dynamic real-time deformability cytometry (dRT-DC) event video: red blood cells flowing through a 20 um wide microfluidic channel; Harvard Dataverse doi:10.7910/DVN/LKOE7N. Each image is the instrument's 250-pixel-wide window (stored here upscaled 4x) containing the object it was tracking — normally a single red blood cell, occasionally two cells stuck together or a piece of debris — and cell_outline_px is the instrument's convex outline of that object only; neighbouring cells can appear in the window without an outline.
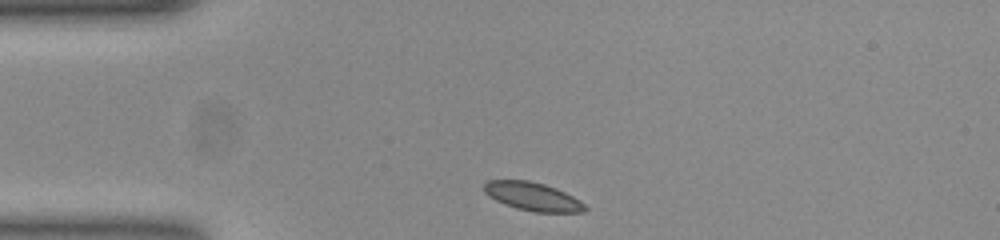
{"species": "common noctule bat (a hibernating species)", "species_latin": "Nyctalus noctula", "temperature_condition": "room temperature", "stored_images_in_passage": 33, "camera_frame_rate_fps": 3000, "um_per_image_px": 0.085, "animal": {"sex": "female", "body_mass_g": 23.0, "forearm_length_mm": 53.4}, "frame": {"image": 1, "passage_image": 1, "time_ms": 0.0, "image_size_px": [1000, 240], "cell_outline_px": [[588, 208], [584, 212], [536, 212], [516, 208], [504, 204], [488, 196], [484, 192], [484, 184], [488, 180], [528, 180], [544, 184], [556, 188], [580, 200]], "centroid_in_image_um": [45.27, 16.7], "position_along_channel_um": 39.7, "area_um2": 16.65}}
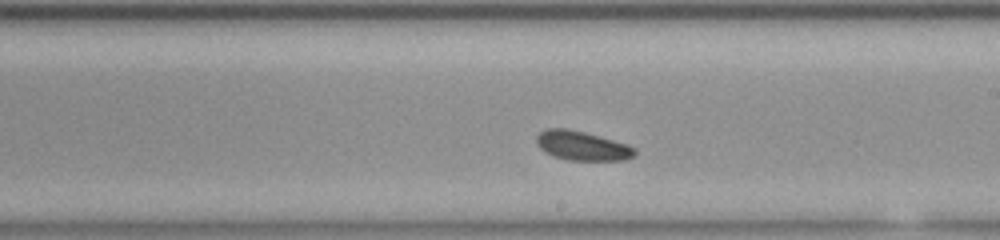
{"frame": {"image": 2, "passage_image": 19, "time_ms": 6.0, "image_size_px": [1000, 240], "cell_outline_px": [[636, 156], [628, 160], [568, 160], [552, 156], [544, 152], [540, 148], [536, 140], [536, 136], [540, 132], [548, 128], [568, 128], [584, 132], [628, 144], [636, 148]], "centroid_in_image_um": [49.5, 12.4], "position_along_channel_um": 239.5, "area_um2": 16.94}}
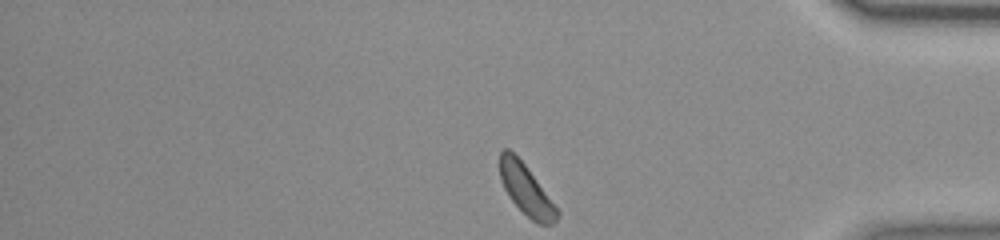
{"frame": {"image": 3, "passage_image": 33, "time_ms": 10.667, "image_size_px": [1000, 240], "cell_outline_px": [[560, 212], [556, 220], [552, 224], [536, 224], [512, 200], [504, 188], [500, 176], [500, 152], [504, 148], [508, 148], [524, 164]], "centroid_in_image_um": [44.71, 16.14], "position_along_channel_um": 390.5, "area_um2": 16.24}, "authors_computed_cell_mechanics": {"area_um2": 16.5886, "velocity_mm_per_s": 3.7915, "shape_relaxation_time_tau1_ms": 0.8009, "shape_relaxation_time_tau2_ms": 8.953, "deformation_change_tau1": 0.0492, "deformation_change_tau2": 0.1658}}